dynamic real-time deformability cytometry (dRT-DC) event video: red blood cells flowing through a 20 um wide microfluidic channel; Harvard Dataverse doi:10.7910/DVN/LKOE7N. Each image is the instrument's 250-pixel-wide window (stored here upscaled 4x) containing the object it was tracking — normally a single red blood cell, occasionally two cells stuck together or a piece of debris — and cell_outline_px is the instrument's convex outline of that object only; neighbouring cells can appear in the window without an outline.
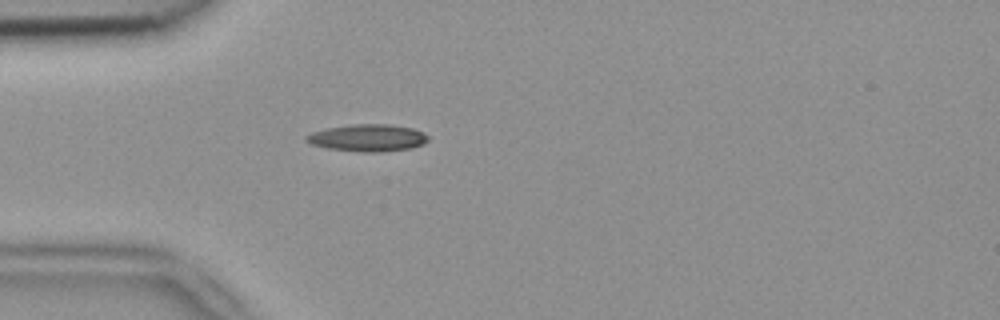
{"species": "common noctule bat (a hibernating species)", "species_latin": "Nyctalus noctula", "temperature_condition": "room temperature", "stored_images_in_passage": 1, "camera_frame_rate_fps": 3000, "um_per_image_px": 0.085, "animal": {"sex": "female", "body_mass_g": 18.4}, "frame": {"image": 1, "passage_image": 1, "time_ms": 0.0, "image_size_px": [1000, 320], "cell_outline_px": [[428, 140], [424, 144], [408, 148], [380, 152], [364, 152], [328, 148], [312, 144], [304, 140], [304, 136], [312, 132], [328, 128], [352, 124], [388, 124], [412, 128], [424, 132], [428, 136]], "centroid_in_image_um": [31.25, 11.71], "position_along_channel_um": 53.7, "area_um2": 19.13}}